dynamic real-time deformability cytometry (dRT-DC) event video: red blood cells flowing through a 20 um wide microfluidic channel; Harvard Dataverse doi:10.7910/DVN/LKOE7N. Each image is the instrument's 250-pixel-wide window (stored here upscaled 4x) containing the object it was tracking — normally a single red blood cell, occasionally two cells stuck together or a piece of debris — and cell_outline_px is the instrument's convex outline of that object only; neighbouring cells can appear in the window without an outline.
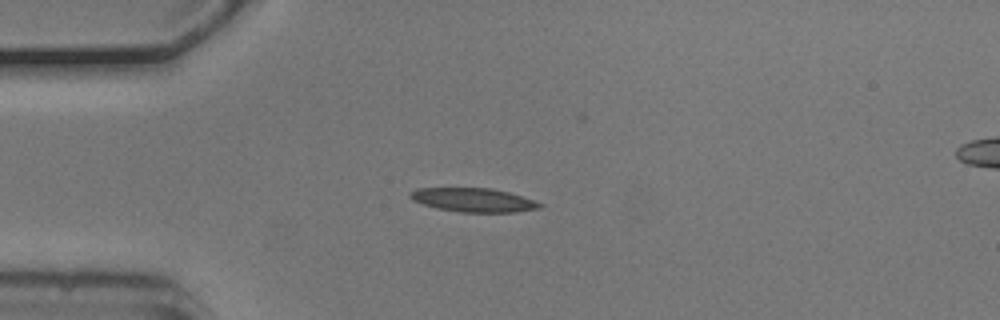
{"species": "common noctule bat (a hibernating species)", "species_latin": "Nyctalus noctula", "temperature_condition": "cold", "stored_images_in_passage": 8, "camera_frame_rate_fps": 3000, "um_per_image_px": 0.085, "animal": {"sex": "male", "body_mass_g": 20.5, "forearm_length_mm": 52.5}, "frame": {"image": 1, "passage_image": 1, "time_ms": 0.0, "image_size_px": [1000, 320], "cell_outline_px": [[544, 204], [540, 208], [516, 212], [460, 212], [436, 208], [412, 200], [408, 196], [408, 192], [416, 188], [492, 188], [508, 192]], "centroid_in_image_um": [40.19, 16.99], "position_along_channel_um": 44.8, "area_um2": 17.98}}